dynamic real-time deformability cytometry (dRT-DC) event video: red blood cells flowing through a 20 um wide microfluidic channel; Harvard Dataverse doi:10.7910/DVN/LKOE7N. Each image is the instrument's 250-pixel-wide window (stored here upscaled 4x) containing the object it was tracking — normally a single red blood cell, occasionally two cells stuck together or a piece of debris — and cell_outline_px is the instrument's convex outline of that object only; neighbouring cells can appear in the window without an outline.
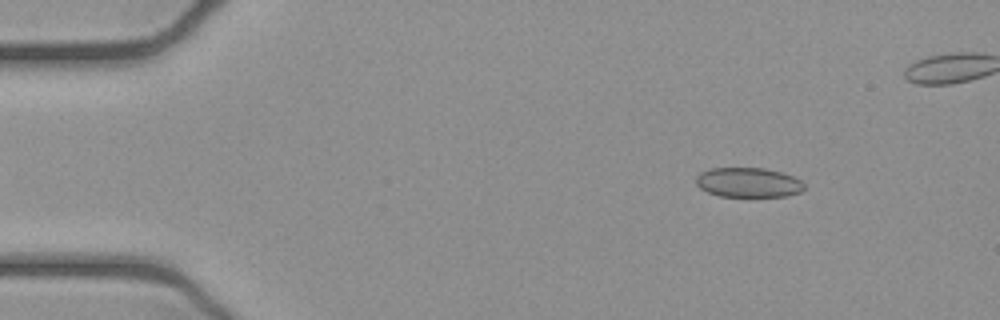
{"species": "common noctule bat (a hibernating species)", "species_latin": "Nyctalus noctula", "temperature_condition": "cold", "stored_images_in_passage": 43, "camera_frame_rate_fps": 3000, "um_per_image_px": 0.085, "animal": {"sex": "female", "body_mass_g": 21.9}, "frame": {"image": 1, "passage_image": 3, "time_ms": 0.667, "image_size_px": [1000, 320], "cell_outline_px": [[804, 188], [800, 192], [788, 196], [720, 196], [708, 192], [700, 188], [696, 184], [696, 176], [700, 172], [708, 168], [764, 168], [784, 172], [800, 180], [804, 184]], "centroid_in_image_um": [63.6, 15.5], "position_along_channel_um": 21.4, "area_um2": 18.79}}
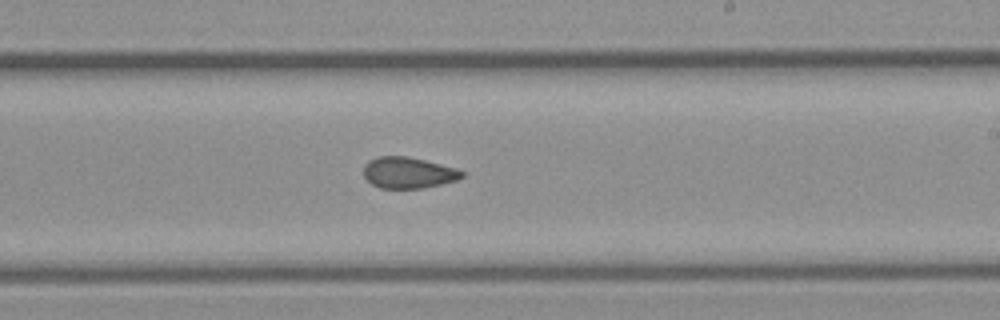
{"frame": {"image": 2, "passage_image": 27, "time_ms": 8.667, "image_size_px": [1000, 320], "cell_outline_px": [[464, 176], [456, 180], [424, 188], [380, 188], [372, 184], [364, 176], [364, 164], [368, 160], [376, 156], [408, 156], [456, 168], [464, 172]], "centroid_in_image_um": [34.68, 14.67], "position_along_channel_um": 254.3, "area_um2": 17.86}}
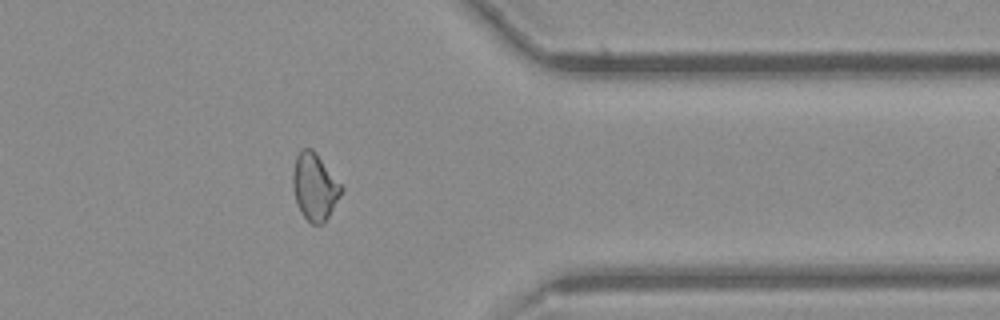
{"frame": {"image": 3, "passage_image": 38, "time_ms": 12.333, "image_size_px": [1000, 320], "cell_outline_px": [[344, 188], [340, 196], [324, 224], [312, 224], [300, 212], [296, 204], [292, 184], [292, 172], [296, 156], [304, 148], [312, 148], [316, 152]], "centroid_in_image_um": [26.73, 15.88], "position_along_channel_um": 384.7, "area_um2": 18.96}}